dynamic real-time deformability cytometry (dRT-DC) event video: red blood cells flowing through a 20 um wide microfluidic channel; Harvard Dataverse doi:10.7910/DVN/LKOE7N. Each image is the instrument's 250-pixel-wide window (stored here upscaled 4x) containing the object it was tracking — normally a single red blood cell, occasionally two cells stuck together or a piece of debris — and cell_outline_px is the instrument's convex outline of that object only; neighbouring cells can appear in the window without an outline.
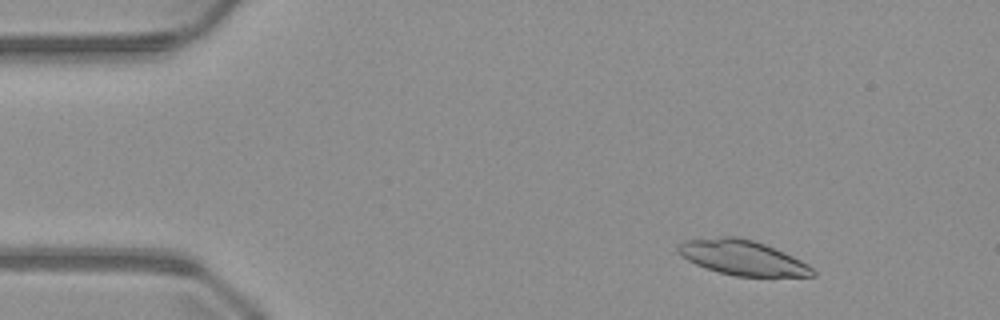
{"species": "common noctule bat (a hibernating species)", "species_latin": "Nyctalus noctula", "temperature_condition": "warm", "stored_images_in_passage": 49, "camera_frame_rate_fps": 3000, "um_per_image_px": 0.085, "animal": {"sex": "male", "body_mass_g": 23.1, "forearm_length_mm": 52.7}, "frame": {"image": 1, "passage_image": 5, "time_ms": 1.333, "image_size_px": [1000, 320], "cell_outline_px": [[816, 276], [736, 276], [704, 268], [688, 260], [676, 248], [676, 244], [680, 240], [720, 236], [736, 236], [752, 240], [764, 244], [784, 252], [808, 264], [816, 272]], "centroid_in_image_um": [63.07, 21.88], "position_along_channel_um": 21.9, "area_um2": 27.34}}
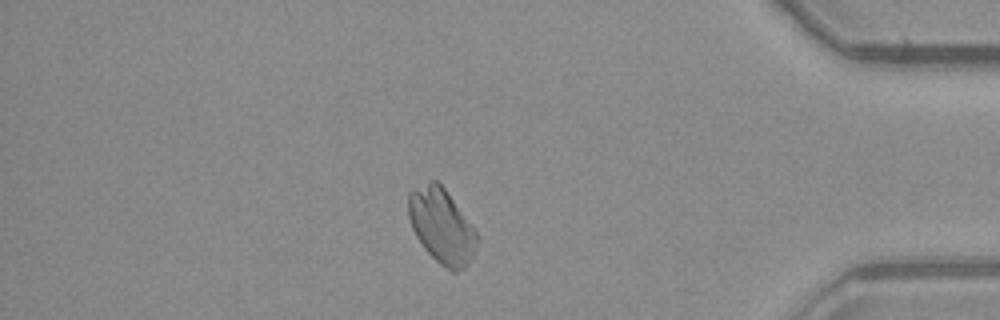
{"frame": {"image": 2, "passage_image": 42, "time_ms": 13.667, "image_size_px": [1000, 320], "cell_outline_px": [[480, 240], [472, 256], [464, 268], [456, 272], [452, 272], [440, 264], [424, 248], [416, 236], [412, 228], [408, 216], [408, 192], [412, 188], [428, 180], [436, 180], [444, 188], [480, 236]], "centroid_in_image_um": [37.53, 19.19], "position_along_channel_um": 397.7, "area_um2": 29.94}}